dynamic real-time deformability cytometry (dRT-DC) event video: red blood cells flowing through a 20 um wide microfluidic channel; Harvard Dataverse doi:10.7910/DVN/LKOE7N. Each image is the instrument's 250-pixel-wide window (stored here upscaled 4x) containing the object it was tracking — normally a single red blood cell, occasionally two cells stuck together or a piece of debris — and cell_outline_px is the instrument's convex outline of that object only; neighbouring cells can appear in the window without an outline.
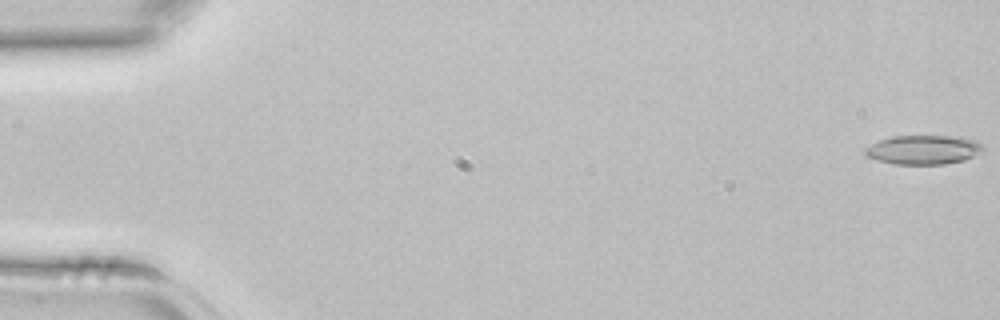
{"species": "common noctule bat (a hibernating species)", "species_latin": "Nyctalus noctula", "temperature_condition": "room temperature", "stored_images_in_passage": 44, "camera_frame_rate_fps": 3000, "um_per_image_px": 0.085, "animal": {"sex": "female", "body_mass_g": 22.7, "forearm_length_mm": 54.2}, "frame": {"image": 1, "passage_image": 1, "time_ms": 0.0, "image_size_px": [1000, 320], "cell_outline_px": [[984, 152], [964, 160], [944, 164], [896, 164], [876, 160], [864, 156], [864, 148], [880, 140], [892, 136], [964, 136], [976, 140], [984, 144]], "centroid_in_image_um": [78.54, 12.72], "position_along_channel_um": 6.5, "area_um2": 20.4}}
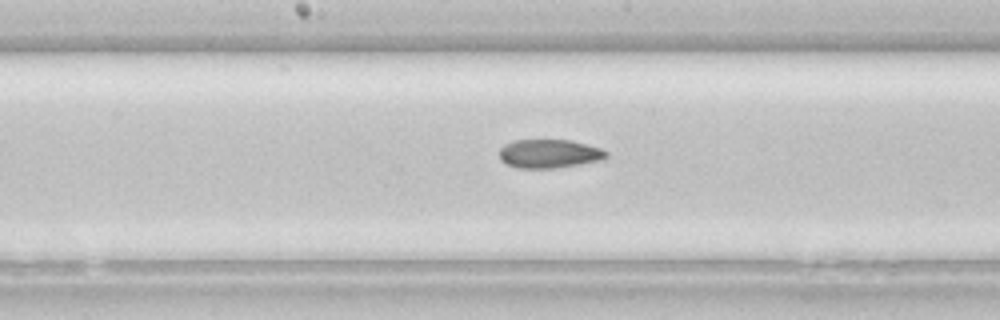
{"frame": {"image": 2, "passage_image": 23, "time_ms": 7.333, "image_size_px": [1000, 320], "cell_outline_px": [[608, 156], [604, 160], [556, 168], [516, 168], [500, 160], [500, 148], [504, 144], [512, 140], [572, 140], [600, 148], [608, 152]], "centroid_in_image_um": [46.69, 13.06], "position_along_channel_um": 201.5, "area_um2": 18.03}}
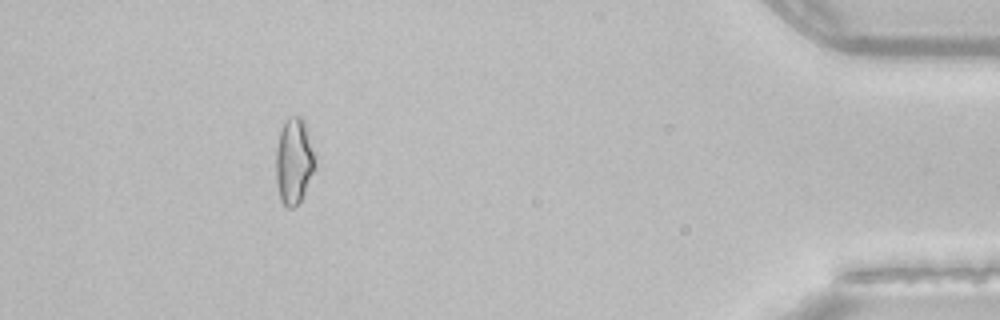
{"frame": {"image": 3, "passage_image": 40, "time_ms": 13.0, "image_size_px": [1000, 320], "cell_outline_px": [[316, 168], [304, 196], [292, 208], [288, 208], [280, 200], [276, 180], [276, 148], [280, 132], [288, 116], [300, 116], [304, 120], [316, 156]], "centroid_in_image_um": [25.01, 13.7], "position_along_channel_um": 410.2, "area_um2": 19.94}}